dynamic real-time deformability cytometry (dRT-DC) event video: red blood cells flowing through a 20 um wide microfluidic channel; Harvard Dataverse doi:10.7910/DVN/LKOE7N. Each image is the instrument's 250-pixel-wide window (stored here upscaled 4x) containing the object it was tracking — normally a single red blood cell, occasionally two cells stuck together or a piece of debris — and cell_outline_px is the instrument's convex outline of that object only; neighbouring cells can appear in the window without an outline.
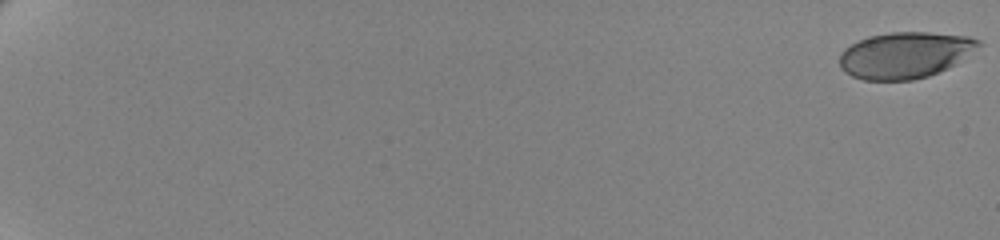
{"species": "human", "species_latin": "Homo sapiens", "temperature_condition": "cold", "stored_images_in_passage": 62, "camera_frame_rate_fps": 3000, "um_per_image_px": 0.085, "donor": {"sex": "female"}, "frame": {"image": 1, "passage_image": 1, "time_ms": 0.0, "image_size_px": [1000, 240], "cell_outline_px": [[984, 44], [952, 64], [928, 76], [912, 80], [864, 80], [852, 76], [844, 72], [840, 68], [840, 52], [844, 48], [868, 36], [888, 32], [928, 32], [968, 36], [980, 40]], "centroid_in_image_um": [76.88, 4.67], "position_along_channel_um": 8.1, "area_um2": 37.22}}
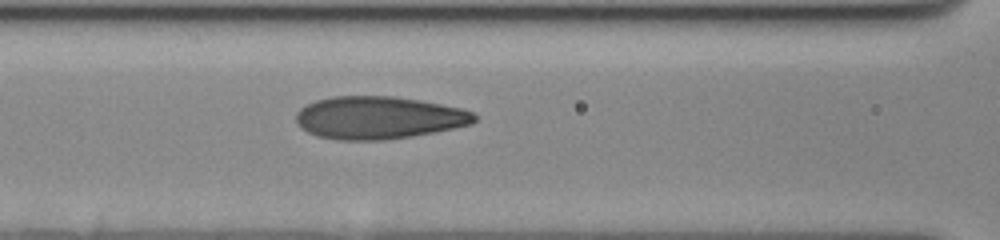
{"frame": {"image": 2, "passage_image": 32, "time_ms": 10.333, "image_size_px": [1000, 240], "cell_outline_px": [[476, 120], [472, 124], [412, 136], [384, 140], [336, 140], [316, 136], [300, 128], [296, 124], [296, 112], [300, 108], [316, 100], [332, 96], [396, 96], [420, 100], [464, 108], [472, 112], [476, 116]], "centroid_in_image_um": [32.16, 10.0], "position_along_channel_um": 134.4, "area_um2": 44.56}}
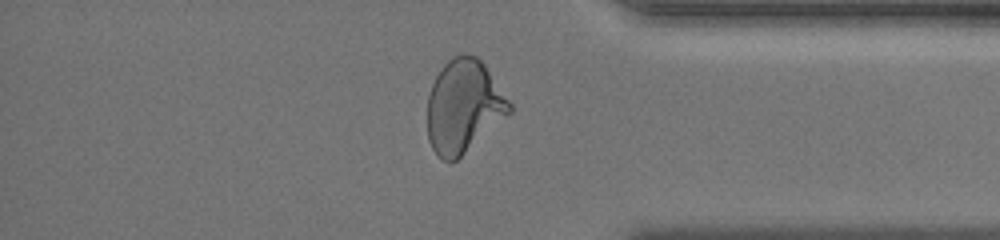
{"frame": {"image": 3, "passage_image": 55, "time_ms": 18.0, "image_size_px": [1000, 240], "cell_outline_px": [[512, 112], [456, 160], [448, 164], [440, 160], [436, 156], [428, 140], [428, 96], [432, 84], [440, 68], [452, 56], [476, 56], [484, 64], [512, 104]], "centroid_in_image_um": [39.39, 9.08], "position_along_channel_um": 395.8, "area_um2": 44.33}, "authors_computed_cell_mechanics": {"area_um2": 42.6853, "velocity_mm_per_s": 3.4978, "shape_relaxation_time_tau1_ms": 5.2136, "shape_relaxation_time_tau2_ms": 0.8833, "deformation_change_tau1": 0.1929, "deformation_change_tau2": 0.0818}}